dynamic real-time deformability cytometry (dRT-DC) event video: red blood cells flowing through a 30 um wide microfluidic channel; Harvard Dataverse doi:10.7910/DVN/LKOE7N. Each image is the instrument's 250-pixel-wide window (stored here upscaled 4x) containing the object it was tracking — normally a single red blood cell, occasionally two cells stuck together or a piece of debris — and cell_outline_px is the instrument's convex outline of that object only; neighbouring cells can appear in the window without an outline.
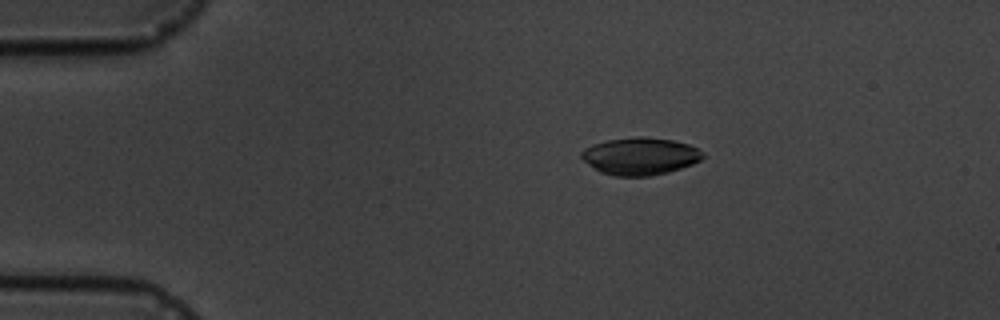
{"species": "common noctule bat (a hibernating species)", "species_latin": "Nyctalus noctula", "temperature_condition": "cold", "stored_images_in_passage": 6, "camera_frame_rate_fps": 3000, "um_per_image_px": 0.085, "animal": {"sex": "male", "body_mass_g": 19.5, "forearm_length_mm": 54.6}, "frame": {"image": 1, "passage_image": 4, "time_ms": 3.333, "image_size_px": [1000, 320], "cell_outline_px": [[704, 156], [700, 160], [692, 164], [668, 172], [648, 176], [616, 176], [600, 172], [584, 160], [580, 156], [580, 152], [584, 148], [592, 144], [608, 140], [636, 136], [640, 136], [672, 140], [688, 144], [704, 152]], "centroid_in_image_um": [54.4, 13.27], "position_along_channel_um": 30.6, "area_um2": 26.3}}
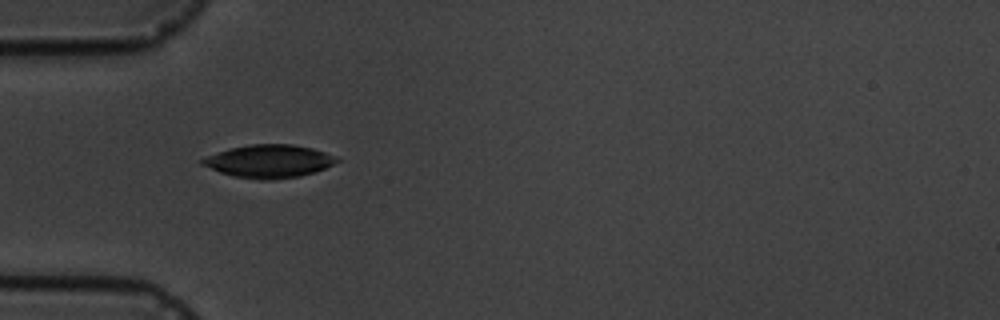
{"frame": {"image": 2, "passage_image": 6, "time_ms": 5.667, "image_size_px": [1000, 320], "cell_outline_px": [[340, 160], [324, 168], [300, 176], [272, 180], [260, 180], [232, 176], [220, 172], [200, 164], [200, 160], [204, 156], [228, 148], [248, 144], [292, 144], [312, 148], [336, 156]], "centroid_in_image_um": [22.8, 13.7], "position_along_channel_um": 62.2, "area_um2": 25.95}}